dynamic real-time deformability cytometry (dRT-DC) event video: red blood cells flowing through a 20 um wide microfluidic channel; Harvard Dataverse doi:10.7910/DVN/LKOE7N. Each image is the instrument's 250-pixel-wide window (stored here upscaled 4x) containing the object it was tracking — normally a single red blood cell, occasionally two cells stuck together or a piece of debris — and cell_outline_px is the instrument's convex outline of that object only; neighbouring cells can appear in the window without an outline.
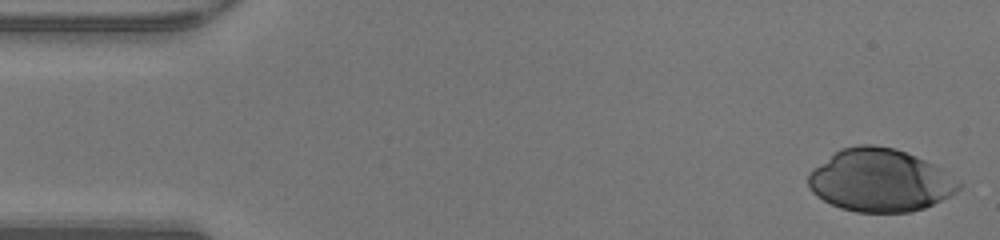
{"species": "human", "species_latin": "Homo sapiens", "temperature_condition": "warm", "stored_images_in_passage": 39, "camera_frame_rate_fps": 3000, "um_per_image_px": 0.085, "donor": {"sex": "male"}, "frame": {"image": 1, "passage_image": 1, "time_ms": 0.0, "image_size_px": [1000, 240], "cell_outline_px": [[960, 188], [956, 192], [924, 208], [912, 212], [856, 212], [840, 208], [816, 196], [808, 188], [808, 172], [812, 168], [840, 148], [856, 144], [872, 144], [896, 148], [924, 160], [940, 168], [960, 180]], "centroid_in_image_um": [74.76, 15.32], "position_along_channel_um": 10.2, "area_um2": 55.14}}
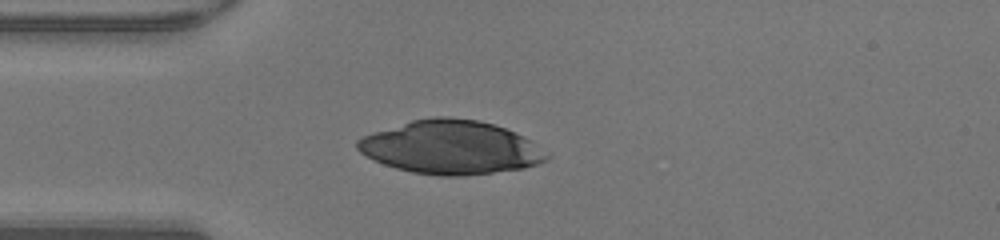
{"frame": {"image": 2, "passage_image": 12, "time_ms": 3.667, "image_size_px": [1000, 240], "cell_outline_px": [[552, 156], [548, 160], [524, 168], [460, 176], [440, 176], [412, 172], [396, 168], [384, 164], [360, 152], [356, 148], [356, 140], [364, 136], [412, 120], [432, 116], [448, 116], [480, 120], [504, 128], [524, 136], [532, 140], [552, 152]], "centroid_in_image_um": [38.4, 12.52], "position_along_channel_um": 46.6, "area_um2": 59.19}}